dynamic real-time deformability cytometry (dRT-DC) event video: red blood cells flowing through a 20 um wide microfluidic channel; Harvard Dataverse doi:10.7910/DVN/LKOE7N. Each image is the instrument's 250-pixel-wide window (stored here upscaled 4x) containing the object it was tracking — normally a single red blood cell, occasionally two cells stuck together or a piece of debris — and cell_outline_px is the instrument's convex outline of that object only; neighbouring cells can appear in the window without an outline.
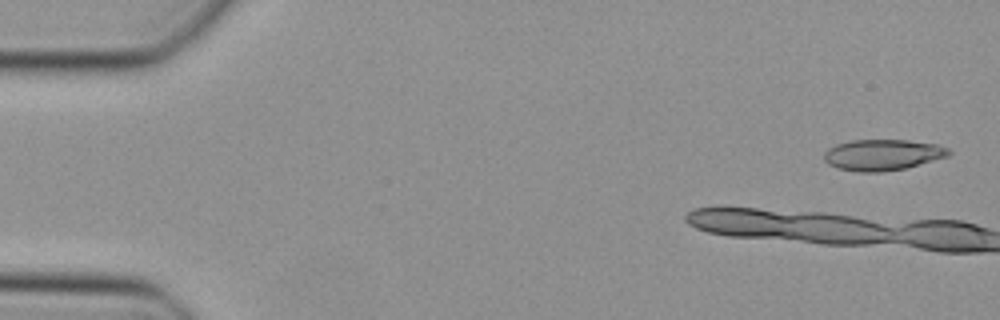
{"species": "Egyptian fruit bat (a non-hibernating species)", "species_latin": "Rousettus aegyptiacus", "temperature_condition": "cold", "stored_images_in_passage": 5, "camera_frame_rate_fps": 3000, "um_per_image_px": 0.085, "animal": {"sex": "female"}, "frame": {"image": 1, "passage_image": 2, "time_ms": 0.333, "image_size_px": [1000, 320], "cell_outline_px": [[952, 152], [948, 156], [904, 168], [880, 172], [856, 172], [836, 168], [828, 164], [824, 160], [824, 152], [828, 148], [836, 144], [852, 140], [908, 140], [936, 144], [948, 148]], "centroid_in_image_um": [74.98, 13.16], "position_along_channel_um": 10.0, "area_um2": 22.54}}